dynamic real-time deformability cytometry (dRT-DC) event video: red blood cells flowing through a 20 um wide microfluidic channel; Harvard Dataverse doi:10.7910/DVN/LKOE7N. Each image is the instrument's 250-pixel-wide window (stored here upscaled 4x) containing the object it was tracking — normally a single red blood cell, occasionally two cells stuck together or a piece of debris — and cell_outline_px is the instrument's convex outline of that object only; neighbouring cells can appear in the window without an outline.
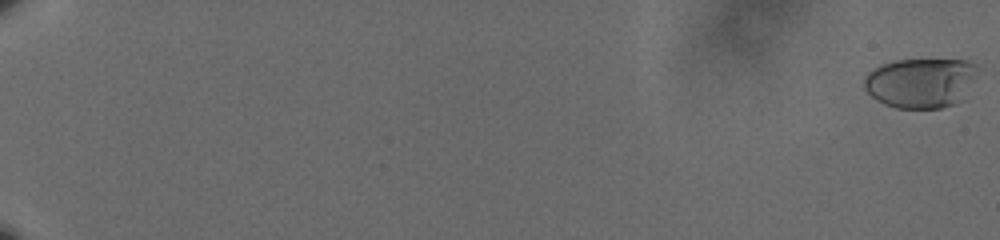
{"species": "human", "species_latin": "Homo sapiens", "temperature_condition": "cold", "stored_images_in_passage": 63, "camera_frame_rate_fps": 3000, "um_per_image_px": 0.085, "donor": {"sex": "male"}, "frame": {"image": 1, "passage_image": 1, "time_ms": 0.0, "image_size_px": [1000, 240], "cell_outline_px": [[976, 64], [964, 100], [940, 108], [896, 108], [884, 104], [876, 100], [864, 88], [864, 76], [872, 68], [880, 64], [892, 60], [968, 60]], "centroid_in_image_um": [78.18, 7.04], "position_along_channel_um": 6.8, "area_um2": 32.83}}
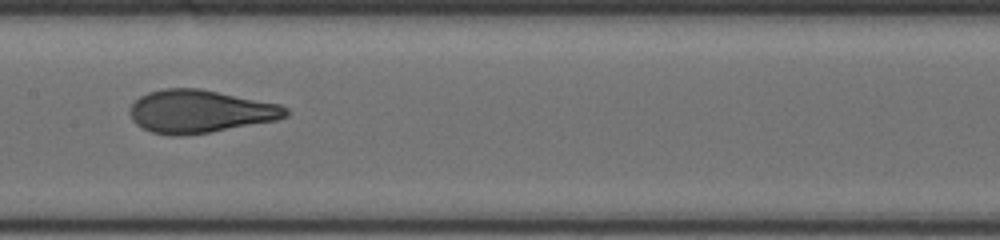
{"frame": {"image": 2, "passage_image": 37, "time_ms": 12.0, "image_size_px": [1000, 240], "cell_outline_px": [[288, 116], [276, 120], [208, 132], [180, 136], [168, 136], [152, 132], [136, 124], [132, 120], [128, 112], [132, 104], [140, 96], [148, 92], [164, 88], [200, 88], [280, 104], [288, 108]], "centroid_in_image_um": [16.97, 9.46], "position_along_channel_um": 190.4, "area_um2": 38.96}}
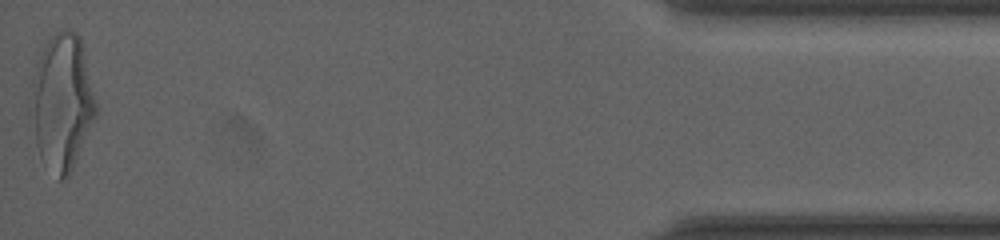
{"frame": {"image": 3, "passage_image": 63, "time_ms": 20.667, "image_size_px": [1000, 240], "cell_outline_px": [[96, 112], [72, 168], [68, 176], [60, 180], [40, 156], [36, 144], [32, 84], [32, 80], [36, 64], [48, 36], [60, 28], [64, 28], [76, 32], [80, 36], [84, 48], [96, 104]], "centroid_in_image_um": [5.29, 8.56], "position_along_channel_um": 429.9, "area_um2": 50.05}, "authors_computed_cell_mechanics": {"area_um2": 38.2636, "velocity_mm_per_s": 3.5965, "shape_relaxation_time_tau1_ms": 4.9775, "shape_relaxation_time_tau2_ms": 0.7261, "deformation_change_tau1": 0.1955, "deformation_change_tau2": 0.0718}}